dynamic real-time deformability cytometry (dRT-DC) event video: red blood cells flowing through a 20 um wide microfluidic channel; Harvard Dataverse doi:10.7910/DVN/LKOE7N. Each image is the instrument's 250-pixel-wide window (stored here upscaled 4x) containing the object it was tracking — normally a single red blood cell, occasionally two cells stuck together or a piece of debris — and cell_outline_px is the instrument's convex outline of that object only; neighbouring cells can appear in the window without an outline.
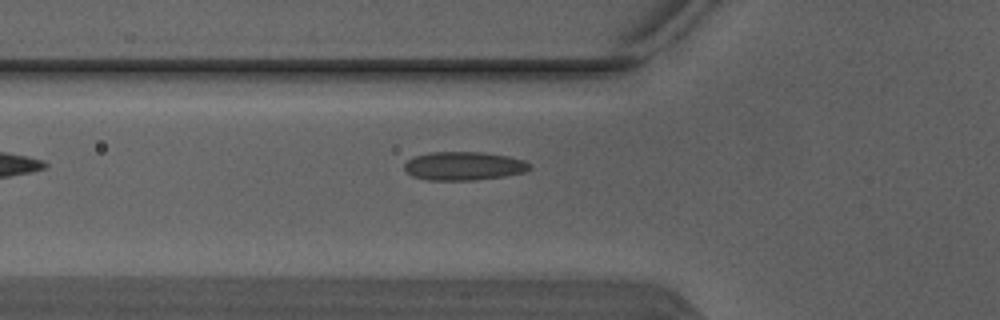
{"species": "Egyptian fruit bat (a non-hibernating species)", "species_latin": "Rousettus aegyptiacus", "temperature_condition": "warm", "stored_images_in_passage": 5, "camera_frame_rate_fps": 3000, "um_per_image_px": 0.085, "animal": {"sex": "male"}, "frame": {"image": 1, "passage_image": 5, "time_ms": 1.333, "image_size_px": [1000, 320], "cell_outline_px": [[532, 168], [524, 172], [504, 176], [476, 180], [428, 180], [412, 176], [404, 168], [404, 164], [412, 156], [428, 152], [484, 152], [508, 156], [524, 160], [532, 164]], "centroid_in_image_um": [39.43, 14.1], "position_along_channel_um": 86.4, "area_um2": 21.04}}